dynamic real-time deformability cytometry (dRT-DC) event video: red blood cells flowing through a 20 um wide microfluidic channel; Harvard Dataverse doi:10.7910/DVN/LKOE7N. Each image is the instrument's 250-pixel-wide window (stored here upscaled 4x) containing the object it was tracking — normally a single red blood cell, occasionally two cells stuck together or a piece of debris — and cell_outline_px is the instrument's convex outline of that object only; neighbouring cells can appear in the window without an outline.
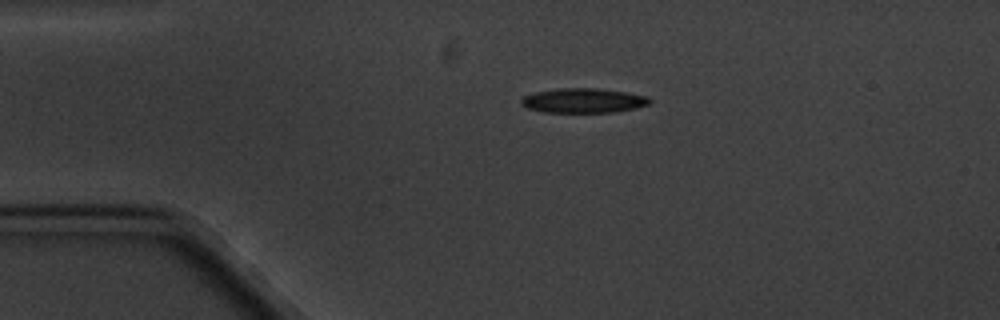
{"species": "common noctule bat (a hibernating species)", "species_latin": "Nyctalus noctula", "temperature_condition": "cold", "stored_images_in_passage": 2, "camera_frame_rate_fps": 3000, "um_per_image_px": 0.085, "animal": {"sex": "male", "body_mass_g": 20.1, "forearm_length_mm": 53.5}, "frame": {"image": 1, "passage_image": 1, "time_ms": 0.0, "image_size_px": [1000, 320], "cell_outline_px": [[652, 100], [648, 104], [636, 108], [616, 112], [544, 112], [528, 108], [520, 104], [520, 100], [524, 96], [536, 92], [564, 88], [596, 88], [628, 92], [648, 96]], "centroid_in_image_um": [49.62, 8.55], "position_along_channel_um": 35.4, "area_um2": 18.38}}